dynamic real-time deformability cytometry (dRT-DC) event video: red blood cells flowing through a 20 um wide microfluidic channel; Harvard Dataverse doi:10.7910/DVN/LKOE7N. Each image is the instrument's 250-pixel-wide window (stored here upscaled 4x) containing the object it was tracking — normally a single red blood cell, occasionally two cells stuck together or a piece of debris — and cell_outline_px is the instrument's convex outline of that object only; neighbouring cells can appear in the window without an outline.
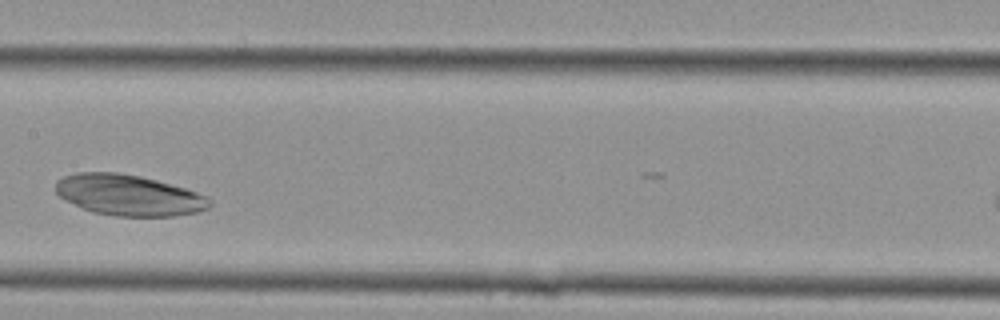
{"species": "Egyptian fruit bat (a non-hibernating species)", "species_latin": "Rousettus aegyptiacus", "temperature_condition": "cold", "stored_images_in_passage": 10, "camera_frame_rate_fps": 3000, "um_per_image_px": 0.085, "animal": {"sex": "female"}, "frame": {"image": 1, "passage_image": 9, "time_ms": 2.667, "image_size_px": [1000, 320], "cell_outline_px": [[212, 204], [208, 208], [196, 212], [172, 216], [116, 216], [92, 212], [80, 208], [64, 200], [56, 192], [56, 180], [64, 176], [76, 172], [116, 172], [140, 176], [156, 180], [184, 188], [208, 196], [212, 200]], "centroid_in_image_um": [10.92, 16.59], "position_along_channel_um": 196.5, "area_um2": 36.82}}